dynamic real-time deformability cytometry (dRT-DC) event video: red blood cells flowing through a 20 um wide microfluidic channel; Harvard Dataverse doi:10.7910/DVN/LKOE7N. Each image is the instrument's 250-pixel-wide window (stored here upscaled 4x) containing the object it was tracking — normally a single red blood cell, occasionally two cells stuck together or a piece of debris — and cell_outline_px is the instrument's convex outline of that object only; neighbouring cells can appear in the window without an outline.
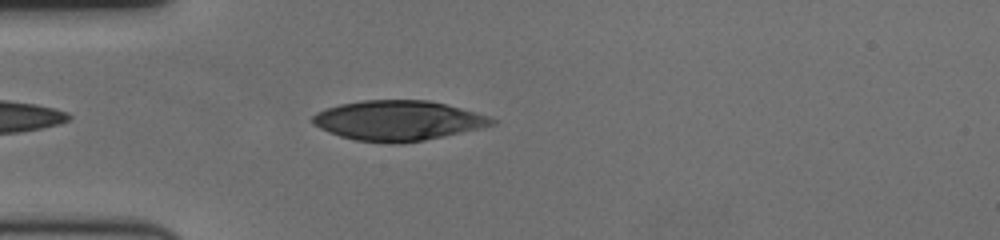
{"species": "human", "species_latin": "Homo sapiens", "temperature_condition": "cold", "stored_images_in_passage": 43, "camera_frame_rate_fps": 3000, "um_per_image_px": 0.085, "donor": {"sex": "female"}, "frame": {"image": 1, "passage_image": 4, "time_ms": 1.0, "image_size_px": [1000, 240], "cell_outline_px": [[496, 124], [424, 140], [356, 140], [340, 136], [328, 132], [312, 124], [312, 116], [316, 112], [324, 108], [340, 104], [364, 100], [428, 100], [460, 108], [488, 116], [496, 120]], "centroid_in_image_um": [33.78, 10.2], "position_along_channel_um": 51.2, "area_um2": 40.46}}
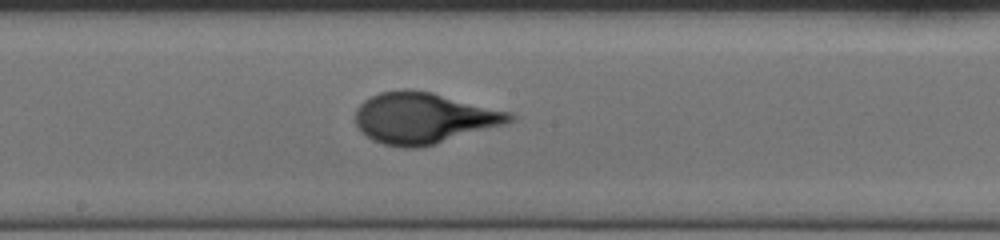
{"frame": {"image": 2, "passage_image": 19, "time_ms": 6.0, "image_size_px": [1000, 240], "cell_outline_px": [[516, 120], [504, 124], [432, 144], [416, 148], [400, 148], [384, 144], [372, 140], [360, 132], [356, 124], [356, 108], [364, 100], [380, 92], [404, 88], [408, 88], [432, 92], [512, 112], [516, 116]], "centroid_in_image_um": [35.99, 10.02], "position_along_channel_um": 212.2, "area_um2": 45.84}}
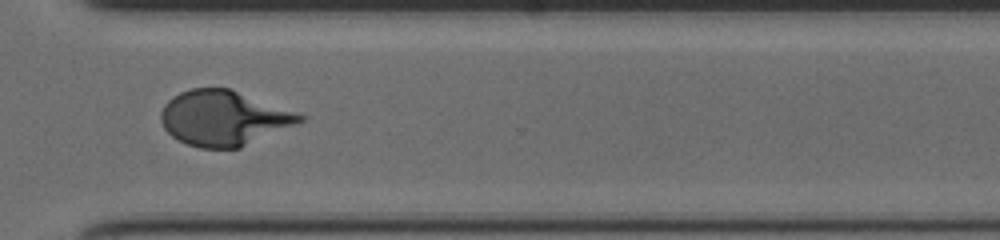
{"frame": {"image": 3, "passage_image": 31, "time_ms": 10.0, "image_size_px": [1000, 240], "cell_outline_px": [[304, 120], [296, 124], [240, 148], [200, 148], [188, 144], [172, 136], [164, 128], [160, 120], [160, 112], [164, 104], [172, 96], [180, 92], [192, 88], [228, 88], [296, 112], [304, 116]], "centroid_in_image_um": [18.97, 10.04], "position_along_channel_um": 351.6, "area_um2": 44.16}}